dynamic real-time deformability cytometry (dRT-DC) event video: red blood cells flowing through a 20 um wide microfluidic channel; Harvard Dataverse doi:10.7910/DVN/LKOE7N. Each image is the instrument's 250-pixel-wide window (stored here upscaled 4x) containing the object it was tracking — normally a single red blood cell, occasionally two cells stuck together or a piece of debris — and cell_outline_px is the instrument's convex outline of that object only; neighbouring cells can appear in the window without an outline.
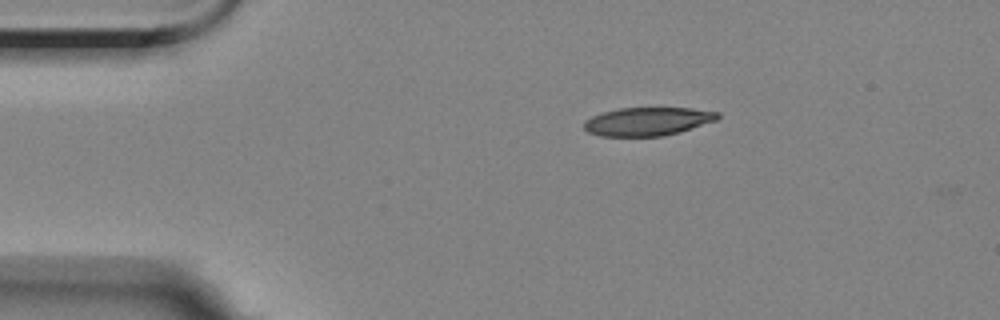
{"species": "Egyptian fruit bat (a non-hibernating species)", "species_latin": "Rousettus aegyptiacus", "temperature_condition": "room temperature", "stored_images_in_passage": 33, "camera_frame_rate_fps": 3000, "um_per_image_px": 0.085, "animal": {"sex": "female"}, "frame": {"image": 1, "passage_image": 1, "time_ms": 0.0, "image_size_px": [1000, 320], "cell_outline_px": [[720, 116], [716, 120], [680, 132], [664, 136], [600, 136], [588, 132], [584, 128], [584, 120], [592, 116], [604, 112], [620, 108], [692, 108], [720, 112]], "centroid_in_image_um": [55.05, 10.32], "position_along_channel_um": 29.9, "area_um2": 22.08}}
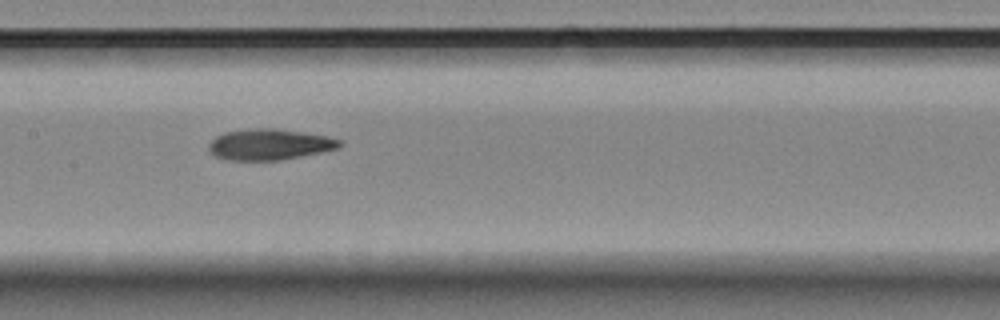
{"frame": {"image": 2, "passage_image": 18, "time_ms": 5.667, "image_size_px": [1000, 320], "cell_outline_px": [[344, 144], [340, 148], [280, 160], [228, 160], [216, 156], [208, 148], [208, 144], [216, 136], [224, 132], [248, 128], [276, 128], [328, 136], [340, 140]], "centroid_in_image_um": [22.92, 12.26], "position_along_channel_um": 184.5, "area_um2": 23.64}}
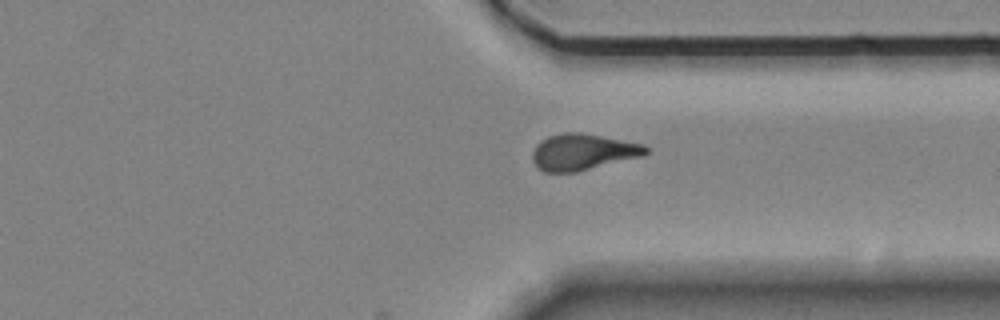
{"frame": {"image": 3, "passage_image": 33, "time_ms": 10.667, "image_size_px": [1000, 320], "cell_outline_px": [[648, 152], [644, 156], [576, 172], [544, 172], [536, 168], [532, 160], [532, 152], [536, 144], [540, 140], [548, 136], [564, 132], [584, 132], [644, 144], [648, 148]], "centroid_in_image_um": [49.53, 12.91], "position_along_channel_um": 361.9, "area_um2": 24.39}}